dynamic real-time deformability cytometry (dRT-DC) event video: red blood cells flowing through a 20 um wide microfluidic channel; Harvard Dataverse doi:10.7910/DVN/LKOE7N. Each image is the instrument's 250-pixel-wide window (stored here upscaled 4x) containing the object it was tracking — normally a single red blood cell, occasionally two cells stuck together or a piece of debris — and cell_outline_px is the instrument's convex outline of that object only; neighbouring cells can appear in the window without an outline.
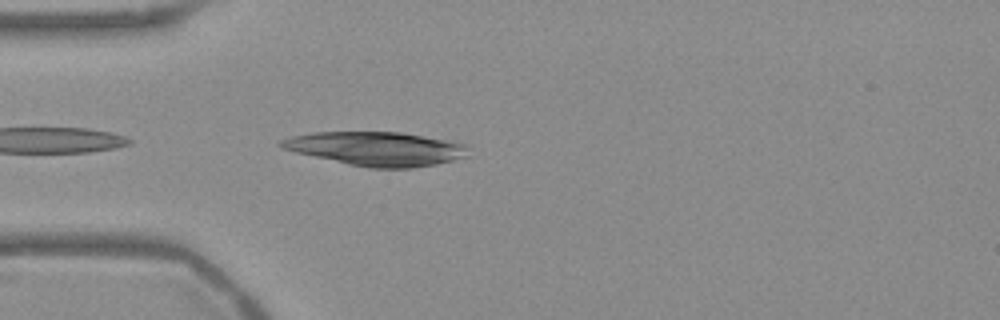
{"species": "Egyptian fruit bat (a non-hibernating species)", "species_latin": "Rousettus aegyptiacus", "temperature_condition": "warm", "stored_images_in_passage": 39, "camera_frame_rate_fps": 3000, "um_per_image_px": 0.085, "frame": {"image": 1, "passage_image": 2, "time_ms": 0.333, "image_size_px": [1000, 320], "cell_outline_px": [[472, 144], [468, 156], [436, 164], [412, 168], [372, 168], [348, 164], [296, 152], [280, 148], [276, 144], [280, 140], [292, 136], [312, 132], [400, 132], [452, 140]], "centroid_in_image_um": [32.06, 12.63], "position_along_channel_um": 52.9, "area_um2": 37.4}}